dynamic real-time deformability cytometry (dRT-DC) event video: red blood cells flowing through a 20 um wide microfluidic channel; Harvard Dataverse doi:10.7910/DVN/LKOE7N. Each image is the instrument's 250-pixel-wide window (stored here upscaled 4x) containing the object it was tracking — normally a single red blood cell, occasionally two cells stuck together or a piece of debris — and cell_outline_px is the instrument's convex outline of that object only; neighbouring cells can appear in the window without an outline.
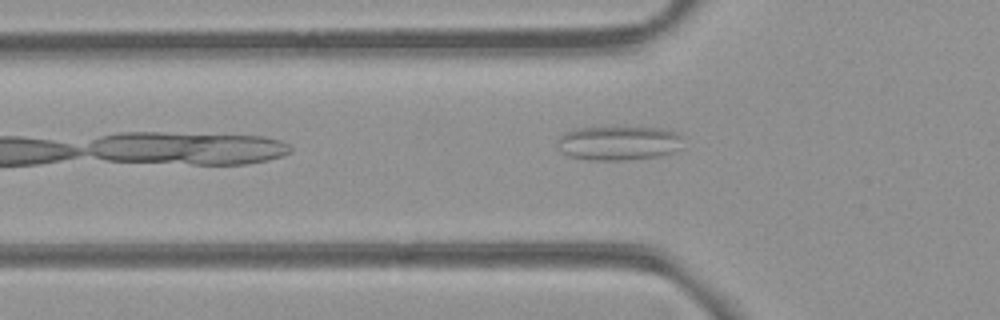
{"species": "common noctule bat (a hibernating species)", "species_latin": "Nyctalus noctula", "temperature_condition": "room temperature", "stored_images_in_passage": 39, "camera_frame_rate_fps": 3000, "um_per_image_px": 0.085, "animal": {"sex": "female", "body_mass_g": 21.9}, "frame": {"image": 1, "passage_image": 4, "time_ms": 1.0, "image_size_px": [1000, 320], "cell_outline_px": [[680, 136], [676, 148], [672, 152], [660, 156], [624, 160], [588, 160], [568, 156], [560, 152], [556, 140], [564, 132], [576, 128], [660, 128], [676, 132]], "centroid_in_image_um": [52.46, 12.17], "position_along_channel_um": 73.3, "area_um2": 24.74}}
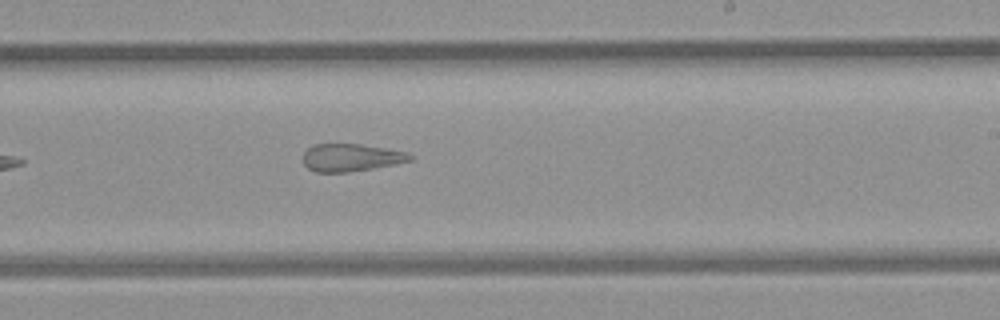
{"frame": {"image": 2, "passage_image": 18, "time_ms": 5.667, "image_size_px": [1000, 320], "cell_outline_px": [[416, 156], [412, 160], [372, 168], [348, 172], [316, 172], [308, 168], [304, 164], [304, 152], [312, 144], [360, 144], [388, 148], [408, 152]], "centroid_in_image_um": [29.86, 13.38], "position_along_channel_um": 259.1, "area_um2": 17.22}}
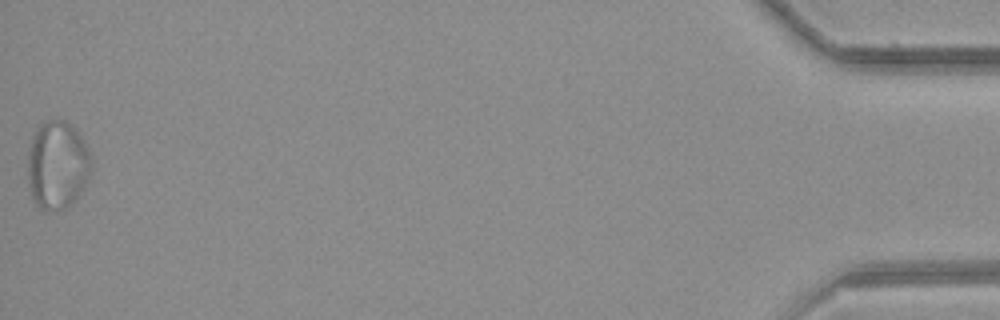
{"frame": {"image": 3, "passage_image": 39, "time_ms": 12.667, "image_size_px": [1000, 320], "cell_outline_px": [[92, 168], [84, 184], [68, 208], [48, 212], [40, 208], [32, 200], [28, 184], [28, 152], [32, 136], [40, 124], [48, 120], [64, 120], [76, 128], [88, 152], [92, 164]], "centroid_in_image_um": [4.83, 14.04], "position_along_channel_um": 430.4, "area_um2": 32.6}, "authors_computed_cell_mechanics": {"area_um2": 21.2126, "velocity_mm_per_s": 3.9546, "shape_relaxation_time_tau1_ms": null, "shape_relaxation_time_tau2_ms": 2.2851, "deformation_change_tau1": null, "deformation_change_tau2": 0.1103}}